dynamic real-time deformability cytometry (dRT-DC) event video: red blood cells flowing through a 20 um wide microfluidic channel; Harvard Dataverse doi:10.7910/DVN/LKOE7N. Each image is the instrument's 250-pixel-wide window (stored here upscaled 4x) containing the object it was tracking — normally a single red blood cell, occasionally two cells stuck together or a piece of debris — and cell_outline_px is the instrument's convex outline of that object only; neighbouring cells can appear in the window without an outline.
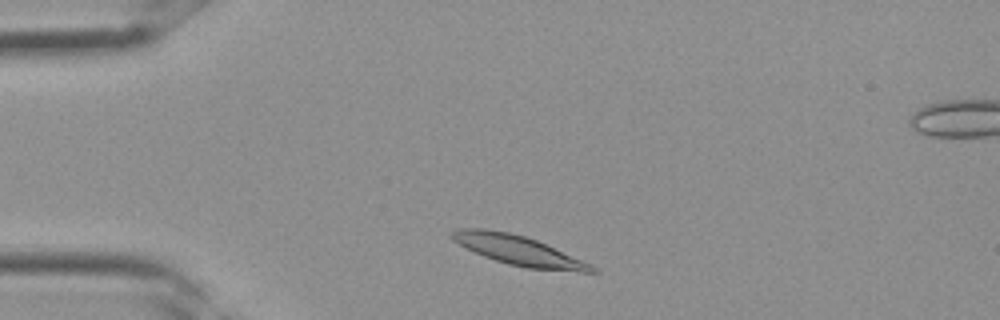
{"species": "Egyptian fruit bat (a non-hibernating species)", "species_latin": "Rousettus aegyptiacus", "temperature_condition": "room temperature", "stored_images_in_passage": 31, "segment_of_instrument_passage": [1, 2], "camera_frame_rate_fps": 3000, "um_per_image_px": 0.085, "frame": {"image": 1, "passage_image": 3, "time_ms": 0.667, "image_size_px": [1000, 320], "cell_outline_px": [[600, 272], [580, 272], [528, 268], [508, 264], [484, 256], [452, 240], [448, 236], [456, 228], [484, 228], [508, 232], [524, 236], [536, 240], [592, 264]], "centroid_in_image_um": [44.07, 21.28], "position_along_channel_um": 40.9, "area_um2": 23.93}}
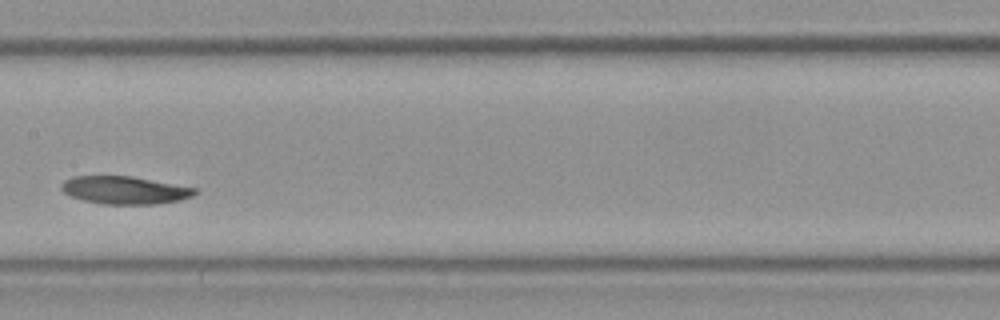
{"frame": {"image": 2, "passage_image": 13, "time_ms": 4.0, "image_size_px": [1000, 320], "cell_outline_px": [[200, 192], [192, 196], [180, 200], [156, 204], [104, 204], [84, 200], [72, 196], [64, 192], [60, 188], [60, 184], [64, 180], [72, 176], [132, 176], [196, 188]], "centroid_in_image_um": [10.61, 16.16], "position_along_channel_um": 196.8, "area_um2": 21.62}}
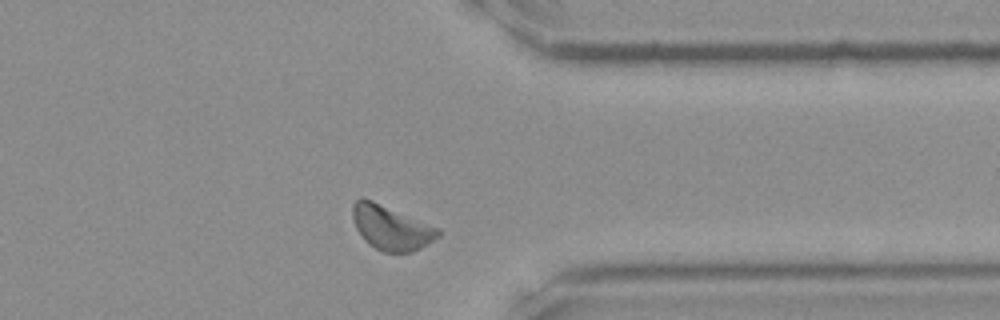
{"frame": {"image": 3, "passage_image": 23, "time_ms": 7.333, "image_size_px": [1000, 320], "cell_outline_px": [[440, 236], [420, 248], [412, 252], [384, 252], [376, 248], [364, 240], [356, 228], [352, 220], [352, 204], [360, 196], [372, 200], [440, 228]], "centroid_in_image_um": [33.22, 19.34], "position_along_channel_um": 378.2, "area_um2": 22.14}}